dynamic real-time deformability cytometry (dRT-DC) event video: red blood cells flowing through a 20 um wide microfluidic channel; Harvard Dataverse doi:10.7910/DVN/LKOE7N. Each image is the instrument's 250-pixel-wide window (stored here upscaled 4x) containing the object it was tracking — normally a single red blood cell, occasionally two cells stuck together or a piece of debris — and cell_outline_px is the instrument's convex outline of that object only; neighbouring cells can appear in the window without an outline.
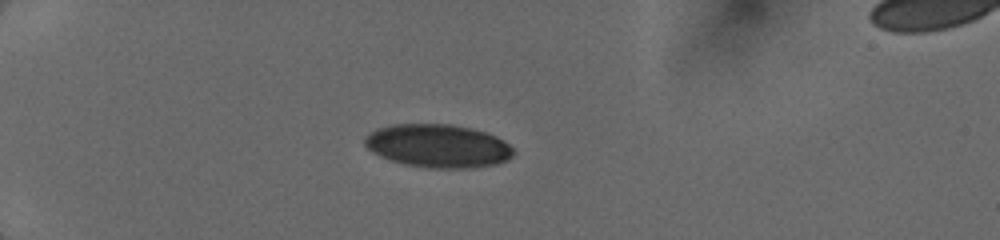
{"species": "human", "species_latin": "Homo sapiens", "temperature_condition": "cold", "stored_images_in_passage": 35, "camera_frame_rate_fps": 3000, "um_per_image_px": 0.085, "donor": {"sex": "female"}, "frame": {"image": 1, "passage_image": 9, "time_ms": 4.667, "image_size_px": [1000, 240], "cell_outline_px": [[512, 156], [508, 160], [496, 164], [464, 168], [432, 168], [404, 164], [380, 156], [372, 152], [364, 144], [364, 136], [376, 128], [392, 124], [452, 124], [484, 132], [496, 136], [504, 140], [512, 148]], "centroid_in_image_um": [37.19, 12.39], "position_along_channel_um": 47.8, "area_um2": 37.34}}
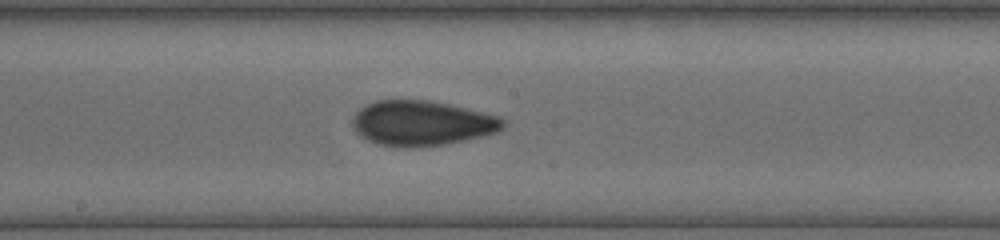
{"frame": {"image": 2, "passage_image": 20, "time_ms": 9.667, "image_size_px": [1000, 240], "cell_outline_px": [[504, 128], [500, 132], [448, 144], [412, 148], [404, 148], [380, 144], [368, 140], [360, 136], [352, 128], [352, 120], [356, 112], [360, 108], [376, 100], [428, 100], [448, 104], [500, 116], [504, 120]], "centroid_in_image_um": [35.87, 10.48], "position_along_channel_um": 212.3, "area_um2": 39.77}}
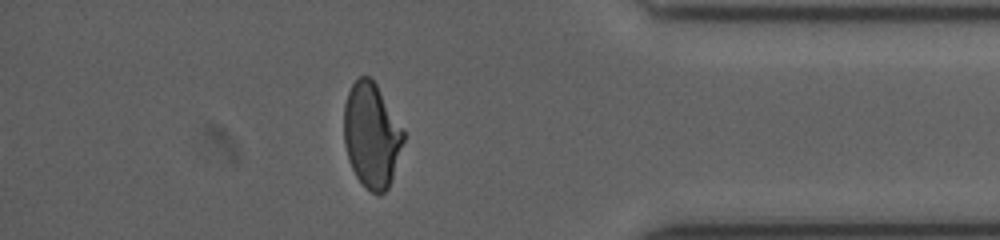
{"frame": {"image": 3, "passage_image": 31, "time_ms": 14.667, "image_size_px": [1000, 240], "cell_outline_px": [[404, 140], [388, 188], [384, 192], [372, 192], [356, 176], [352, 168], [344, 144], [344, 104], [348, 92], [352, 84], [360, 76], [372, 76], [404, 132]], "centroid_in_image_um": [31.56, 11.44], "position_along_channel_um": 403.6, "area_um2": 35.72}}